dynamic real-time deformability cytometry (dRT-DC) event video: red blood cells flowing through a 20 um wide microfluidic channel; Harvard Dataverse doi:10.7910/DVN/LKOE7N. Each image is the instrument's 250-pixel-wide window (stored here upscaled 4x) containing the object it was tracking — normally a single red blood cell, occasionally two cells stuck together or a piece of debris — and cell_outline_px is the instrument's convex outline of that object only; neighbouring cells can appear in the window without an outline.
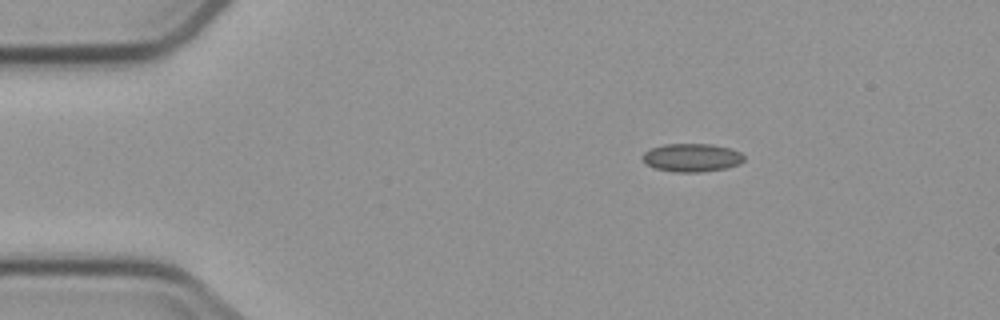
{"species": "common noctule bat (a hibernating species)", "species_latin": "Nyctalus noctula", "temperature_condition": "cold", "stored_images_in_passage": 4, "segment_of_instrument_passage": [1, 2], "camera_frame_rate_fps": 3000, "um_per_image_px": 0.085, "animal": {"sex": "male", "body_mass_g": 23.1, "forearm_length_mm": 52.7}, "frame": {"image": 1, "passage_image": 1, "time_ms": 0.0, "image_size_px": [1000, 320], "cell_outline_px": [[744, 160], [740, 164], [728, 168], [700, 172], [676, 172], [656, 168], [648, 164], [640, 156], [644, 152], [652, 148], [664, 144], [712, 144], [728, 148], [740, 152], [744, 156]], "centroid_in_image_um": [58.83, 13.4], "position_along_channel_um": 26.2, "area_um2": 16.65}}